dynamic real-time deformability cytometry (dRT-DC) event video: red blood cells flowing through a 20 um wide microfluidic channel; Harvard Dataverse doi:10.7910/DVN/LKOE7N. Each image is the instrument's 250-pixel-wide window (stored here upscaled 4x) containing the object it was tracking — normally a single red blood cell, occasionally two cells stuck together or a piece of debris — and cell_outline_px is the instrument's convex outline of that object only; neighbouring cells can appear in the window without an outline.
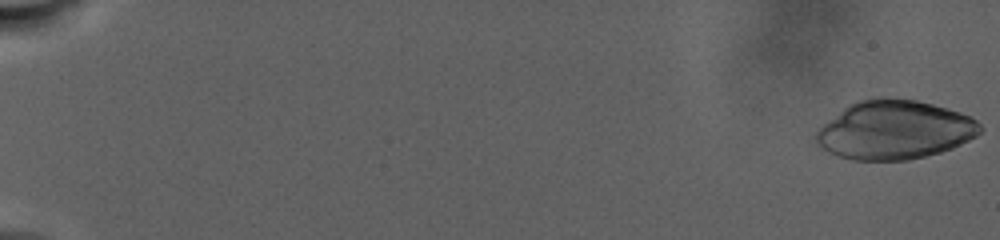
{"species": "human", "species_latin": "Homo sapiens", "temperature_condition": "warm", "stored_images_in_passage": 68, "camera_frame_rate_fps": 3000, "um_per_image_px": 0.085, "donor": {"sex": "male"}, "frame": {"image": 1, "passage_image": 1, "time_ms": 0.0, "image_size_px": [1000, 240], "cell_outline_px": [[984, 128], [976, 136], [952, 148], [940, 152], [908, 160], [852, 160], [828, 152], [816, 140], [816, 132], [824, 124], [848, 104], [856, 100], [872, 96], [888, 96], [916, 100], [948, 108], [960, 112], [976, 120]], "centroid_in_image_um": [76.05, 11.01], "position_along_channel_um": 9.0, "area_um2": 56.3}}
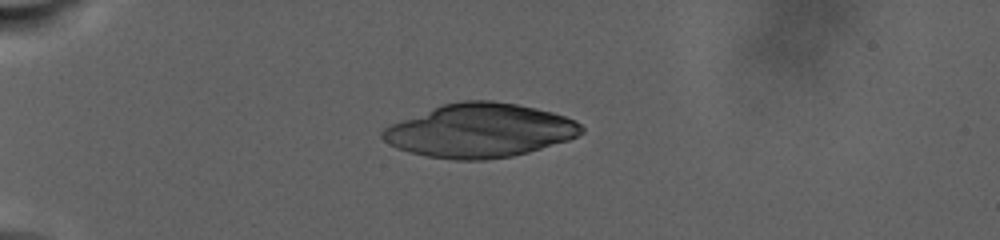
{"frame": {"image": 2, "passage_image": 17, "time_ms": 8.667, "image_size_px": [1000, 240], "cell_outline_px": [[584, 132], [568, 140], [528, 152], [512, 156], [484, 160], [456, 160], [428, 156], [408, 152], [388, 144], [380, 136], [380, 132], [384, 128], [392, 124], [444, 104], [464, 100], [492, 100], [516, 104], [536, 108], [552, 112], [576, 120], [584, 128]], "centroid_in_image_um": [40.8, 11.1], "position_along_channel_um": 44.2, "area_um2": 61.9}}